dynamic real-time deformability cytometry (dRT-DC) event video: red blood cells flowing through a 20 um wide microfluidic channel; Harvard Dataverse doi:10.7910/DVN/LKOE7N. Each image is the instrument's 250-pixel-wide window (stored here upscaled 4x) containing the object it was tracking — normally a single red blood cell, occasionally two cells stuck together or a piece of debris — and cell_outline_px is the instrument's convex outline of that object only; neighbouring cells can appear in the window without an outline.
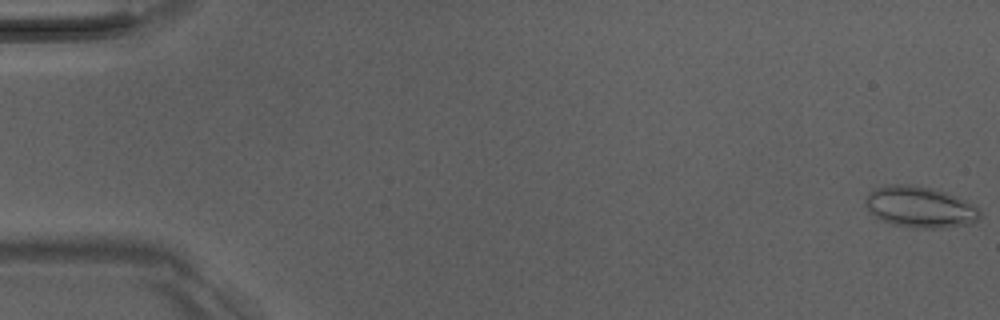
{"species": "Egyptian fruit bat (a non-hibernating species)", "species_latin": "Rousettus aegyptiacus", "temperature_condition": "room temperature", "stored_images_in_passage": 52, "camera_frame_rate_fps": 3000, "um_per_image_px": 0.085, "animal": {"sex": "male"}, "frame": {"image": 1, "passage_image": 1, "time_ms": 0.0, "image_size_px": [1000, 320], "cell_outline_px": [[980, 216], [972, 224], [944, 228], [916, 228], [892, 224], [880, 220], [864, 204], [864, 200], [868, 192], [876, 188], [888, 184], [904, 184], [932, 188], [956, 196], [980, 208]], "centroid_in_image_um": [78.19, 17.6], "position_along_channel_um": 6.8, "area_um2": 27.51}}
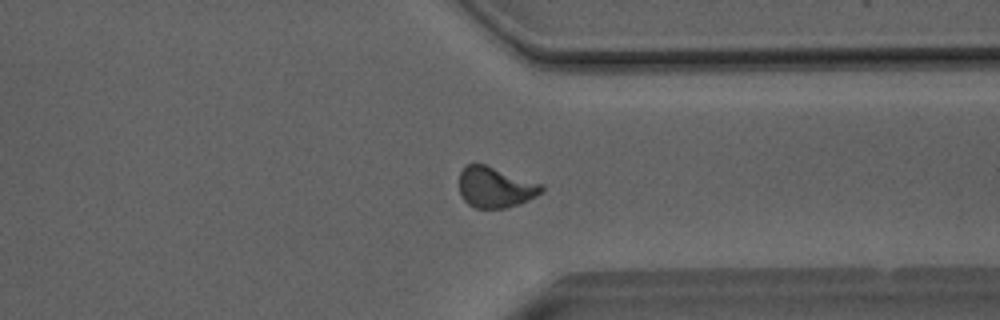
{"frame": {"image": 2, "passage_image": 40, "time_ms": 13.0, "image_size_px": [1000, 320], "cell_outline_px": [[544, 192], [520, 204], [504, 208], [476, 208], [468, 204], [460, 196], [460, 172], [468, 164], [484, 164], [544, 184]], "centroid_in_image_um": [42.13, 15.93], "position_along_channel_um": 369.3, "area_um2": 19.59}}
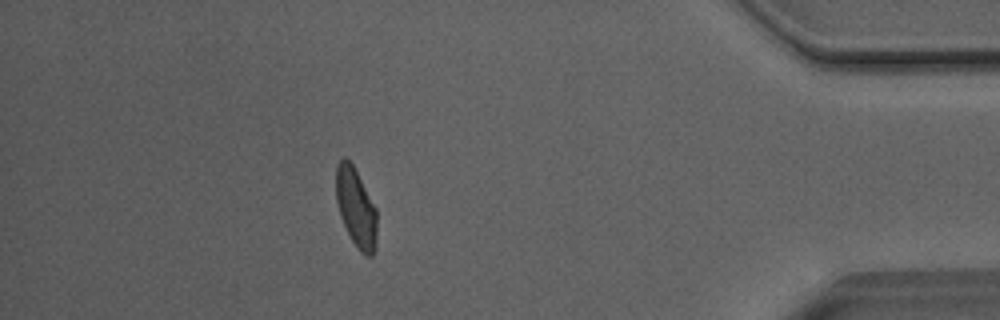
{"frame": {"image": 3, "passage_image": 46, "time_ms": 15.0, "image_size_px": [1000, 320], "cell_outline_px": [[376, 248], [372, 256], [364, 256], [356, 248], [340, 216], [336, 200], [336, 164], [344, 156], [352, 164], [376, 208]], "centroid_in_image_um": [30.25, 17.68], "position_along_channel_um": 404.9, "area_um2": 18.73}, "authors_computed_cell_mechanics": {"area_um2": 19.6231, "velocity_mm_per_s": 4.0387, "shape_relaxation_time_tau1_ms": 4.0806, "shape_relaxation_time_tau2_ms": 1.1677, "deformation_change_tau1": 0.1178, "deformation_change_tau2": 0.0553}}